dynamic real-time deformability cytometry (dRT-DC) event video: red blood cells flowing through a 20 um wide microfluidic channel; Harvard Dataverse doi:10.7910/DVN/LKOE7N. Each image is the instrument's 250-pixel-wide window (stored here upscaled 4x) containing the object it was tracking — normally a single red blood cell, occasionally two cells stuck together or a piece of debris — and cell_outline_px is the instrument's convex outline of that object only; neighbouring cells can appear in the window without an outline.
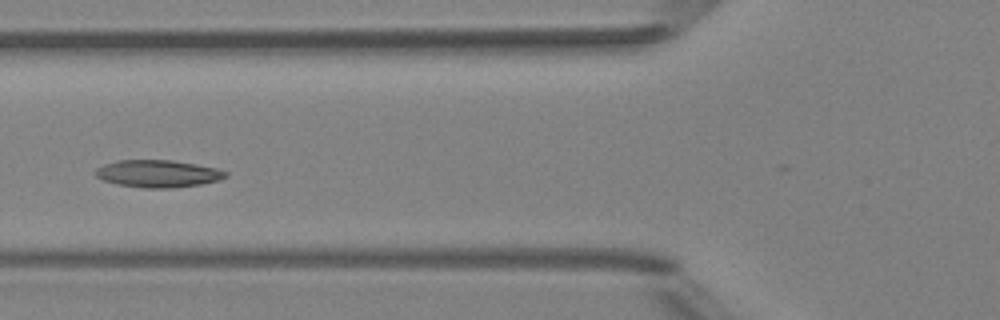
{"species": "Egyptian fruit bat (a non-hibernating species)", "species_latin": "Rousettus aegyptiacus", "temperature_condition": "room temperature", "stored_images_in_passage": 3, "camera_frame_rate_fps": 3000, "um_per_image_px": 0.085, "animal": {"sex": "female"}, "frame": {"image": 1, "passage_image": 3, "time_ms": 2.333, "image_size_px": [1000, 320], "cell_outline_px": [[228, 176], [220, 180], [200, 184], [172, 188], [144, 188], [116, 184], [104, 180], [96, 176], [92, 172], [96, 168], [104, 164], [116, 160], [172, 160], [196, 164], [216, 168], [228, 172]], "centroid_in_image_um": [13.41, 14.76], "position_along_channel_um": 112.4, "area_um2": 20.87}}